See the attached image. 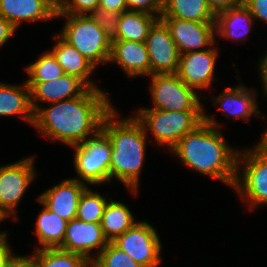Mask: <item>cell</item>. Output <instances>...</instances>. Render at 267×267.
<instances>
[{
  "label": "cell",
  "instance_id": "cell-1",
  "mask_svg": "<svg viewBox=\"0 0 267 267\" xmlns=\"http://www.w3.org/2000/svg\"><path fill=\"white\" fill-rule=\"evenodd\" d=\"M109 101L100 89L88 88L81 96L50 103L52 107L46 109L39 107L33 126L52 140L78 145L102 129L104 117L114 108Z\"/></svg>",
  "mask_w": 267,
  "mask_h": 267
},
{
  "label": "cell",
  "instance_id": "cell-2",
  "mask_svg": "<svg viewBox=\"0 0 267 267\" xmlns=\"http://www.w3.org/2000/svg\"><path fill=\"white\" fill-rule=\"evenodd\" d=\"M217 125L213 118L204 113V121L184 135L171 151L184 165L233 187L239 151L227 145Z\"/></svg>",
  "mask_w": 267,
  "mask_h": 267
},
{
  "label": "cell",
  "instance_id": "cell-3",
  "mask_svg": "<svg viewBox=\"0 0 267 267\" xmlns=\"http://www.w3.org/2000/svg\"><path fill=\"white\" fill-rule=\"evenodd\" d=\"M116 115L112 108L104 117L101 129L112 144L110 179L118 178L136 194L145 158L146 130L135 116L115 121Z\"/></svg>",
  "mask_w": 267,
  "mask_h": 267
},
{
  "label": "cell",
  "instance_id": "cell-4",
  "mask_svg": "<svg viewBox=\"0 0 267 267\" xmlns=\"http://www.w3.org/2000/svg\"><path fill=\"white\" fill-rule=\"evenodd\" d=\"M205 111H166L140 109L136 119L144 130L150 129L157 143L172 150L179 140L204 121Z\"/></svg>",
  "mask_w": 267,
  "mask_h": 267
},
{
  "label": "cell",
  "instance_id": "cell-5",
  "mask_svg": "<svg viewBox=\"0 0 267 267\" xmlns=\"http://www.w3.org/2000/svg\"><path fill=\"white\" fill-rule=\"evenodd\" d=\"M67 16L61 37L74 46L95 67L100 62H109L111 43L105 32L87 15L56 14Z\"/></svg>",
  "mask_w": 267,
  "mask_h": 267
},
{
  "label": "cell",
  "instance_id": "cell-6",
  "mask_svg": "<svg viewBox=\"0 0 267 267\" xmlns=\"http://www.w3.org/2000/svg\"><path fill=\"white\" fill-rule=\"evenodd\" d=\"M74 166L80 182L101 184L110 180L112 144L109 137L100 130L92 138L74 145Z\"/></svg>",
  "mask_w": 267,
  "mask_h": 267
},
{
  "label": "cell",
  "instance_id": "cell-7",
  "mask_svg": "<svg viewBox=\"0 0 267 267\" xmlns=\"http://www.w3.org/2000/svg\"><path fill=\"white\" fill-rule=\"evenodd\" d=\"M237 157V176L233 188L247 199L252 209L261 204H267V154L259 147L247 150ZM240 157V158H239ZM243 162V177L239 178V164Z\"/></svg>",
  "mask_w": 267,
  "mask_h": 267
},
{
  "label": "cell",
  "instance_id": "cell-8",
  "mask_svg": "<svg viewBox=\"0 0 267 267\" xmlns=\"http://www.w3.org/2000/svg\"><path fill=\"white\" fill-rule=\"evenodd\" d=\"M154 107L166 111H203L197 92L185 85L176 74L151 75Z\"/></svg>",
  "mask_w": 267,
  "mask_h": 267
},
{
  "label": "cell",
  "instance_id": "cell-9",
  "mask_svg": "<svg viewBox=\"0 0 267 267\" xmlns=\"http://www.w3.org/2000/svg\"><path fill=\"white\" fill-rule=\"evenodd\" d=\"M112 243L143 267H158L161 263L159 236L148 222H137Z\"/></svg>",
  "mask_w": 267,
  "mask_h": 267
},
{
  "label": "cell",
  "instance_id": "cell-10",
  "mask_svg": "<svg viewBox=\"0 0 267 267\" xmlns=\"http://www.w3.org/2000/svg\"><path fill=\"white\" fill-rule=\"evenodd\" d=\"M145 43L150 59V76L177 72L180 53L168 26L161 18L149 29Z\"/></svg>",
  "mask_w": 267,
  "mask_h": 267
},
{
  "label": "cell",
  "instance_id": "cell-11",
  "mask_svg": "<svg viewBox=\"0 0 267 267\" xmlns=\"http://www.w3.org/2000/svg\"><path fill=\"white\" fill-rule=\"evenodd\" d=\"M34 158L0 167V210L10 216L35 177Z\"/></svg>",
  "mask_w": 267,
  "mask_h": 267
},
{
  "label": "cell",
  "instance_id": "cell-12",
  "mask_svg": "<svg viewBox=\"0 0 267 267\" xmlns=\"http://www.w3.org/2000/svg\"><path fill=\"white\" fill-rule=\"evenodd\" d=\"M218 52L213 48L195 50L180 54L178 69L175 73L189 88L203 89L214 81V69Z\"/></svg>",
  "mask_w": 267,
  "mask_h": 267
},
{
  "label": "cell",
  "instance_id": "cell-13",
  "mask_svg": "<svg viewBox=\"0 0 267 267\" xmlns=\"http://www.w3.org/2000/svg\"><path fill=\"white\" fill-rule=\"evenodd\" d=\"M168 26L180 54L214 44L215 22L161 18Z\"/></svg>",
  "mask_w": 267,
  "mask_h": 267
},
{
  "label": "cell",
  "instance_id": "cell-14",
  "mask_svg": "<svg viewBox=\"0 0 267 267\" xmlns=\"http://www.w3.org/2000/svg\"><path fill=\"white\" fill-rule=\"evenodd\" d=\"M108 244L100 223L83 222L77 218L67 223L64 241L60 249L83 255L89 262L93 261L91 250L99 247L97 256Z\"/></svg>",
  "mask_w": 267,
  "mask_h": 267
},
{
  "label": "cell",
  "instance_id": "cell-15",
  "mask_svg": "<svg viewBox=\"0 0 267 267\" xmlns=\"http://www.w3.org/2000/svg\"><path fill=\"white\" fill-rule=\"evenodd\" d=\"M87 188L83 182L67 179L39 195L38 201L48 210L70 221L76 218L79 199Z\"/></svg>",
  "mask_w": 267,
  "mask_h": 267
},
{
  "label": "cell",
  "instance_id": "cell-16",
  "mask_svg": "<svg viewBox=\"0 0 267 267\" xmlns=\"http://www.w3.org/2000/svg\"><path fill=\"white\" fill-rule=\"evenodd\" d=\"M27 85L30 88L31 106L34 113L39 109L36 100L48 103L59 102L81 96L89 88L81 79L69 74L57 80L27 83Z\"/></svg>",
  "mask_w": 267,
  "mask_h": 267
},
{
  "label": "cell",
  "instance_id": "cell-17",
  "mask_svg": "<svg viewBox=\"0 0 267 267\" xmlns=\"http://www.w3.org/2000/svg\"><path fill=\"white\" fill-rule=\"evenodd\" d=\"M56 13L57 4L53 0H0V15L15 29L23 20H50Z\"/></svg>",
  "mask_w": 267,
  "mask_h": 267
},
{
  "label": "cell",
  "instance_id": "cell-18",
  "mask_svg": "<svg viewBox=\"0 0 267 267\" xmlns=\"http://www.w3.org/2000/svg\"><path fill=\"white\" fill-rule=\"evenodd\" d=\"M117 62L129 77L149 75L150 59L145 42L116 40L111 43L109 62Z\"/></svg>",
  "mask_w": 267,
  "mask_h": 267
},
{
  "label": "cell",
  "instance_id": "cell-19",
  "mask_svg": "<svg viewBox=\"0 0 267 267\" xmlns=\"http://www.w3.org/2000/svg\"><path fill=\"white\" fill-rule=\"evenodd\" d=\"M54 37L58 39V43L53 46L54 48L51 52L63 68L65 74L78 77L89 88H98L93 82L87 81L96 67L59 34Z\"/></svg>",
  "mask_w": 267,
  "mask_h": 267
},
{
  "label": "cell",
  "instance_id": "cell-20",
  "mask_svg": "<svg viewBox=\"0 0 267 267\" xmlns=\"http://www.w3.org/2000/svg\"><path fill=\"white\" fill-rule=\"evenodd\" d=\"M10 115H19L33 125L34 111L27 82L23 84L22 88L0 83V116Z\"/></svg>",
  "mask_w": 267,
  "mask_h": 267
},
{
  "label": "cell",
  "instance_id": "cell-21",
  "mask_svg": "<svg viewBox=\"0 0 267 267\" xmlns=\"http://www.w3.org/2000/svg\"><path fill=\"white\" fill-rule=\"evenodd\" d=\"M216 14L206 0H162L160 18H177L195 22H215Z\"/></svg>",
  "mask_w": 267,
  "mask_h": 267
},
{
  "label": "cell",
  "instance_id": "cell-22",
  "mask_svg": "<svg viewBox=\"0 0 267 267\" xmlns=\"http://www.w3.org/2000/svg\"><path fill=\"white\" fill-rule=\"evenodd\" d=\"M252 23H254V17L243 4L239 7L225 9L216 13L215 31L224 38L238 40L244 35H248L247 33L250 31Z\"/></svg>",
  "mask_w": 267,
  "mask_h": 267
},
{
  "label": "cell",
  "instance_id": "cell-23",
  "mask_svg": "<svg viewBox=\"0 0 267 267\" xmlns=\"http://www.w3.org/2000/svg\"><path fill=\"white\" fill-rule=\"evenodd\" d=\"M215 100L223 108V112L226 115L233 116L234 119L243 118L246 121L250 119L252 114H259L260 110L257 109L256 98L253 97L250 91L243 85H239L235 88L227 87L224 93H221L219 97H215Z\"/></svg>",
  "mask_w": 267,
  "mask_h": 267
},
{
  "label": "cell",
  "instance_id": "cell-24",
  "mask_svg": "<svg viewBox=\"0 0 267 267\" xmlns=\"http://www.w3.org/2000/svg\"><path fill=\"white\" fill-rule=\"evenodd\" d=\"M36 221V234L42 248H60L64 241L68 221L46 207L40 212Z\"/></svg>",
  "mask_w": 267,
  "mask_h": 267
},
{
  "label": "cell",
  "instance_id": "cell-25",
  "mask_svg": "<svg viewBox=\"0 0 267 267\" xmlns=\"http://www.w3.org/2000/svg\"><path fill=\"white\" fill-rule=\"evenodd\" d=\"M136 223L128 207L112 199L107 203L100 222L104 237L108 242H112Z\"/></svg>",
  "mask_w": 267,
  "mask_h": 267
},
{
  "label": "cell",
  "instance_id": "cell-26",
  "mask_svg": "<svg viewBox=\"0 0 267 267\" xmlns=\"http://www.w3.org/2000/svg\"><path fill=\"white\" fill-rule=\"evenodd\" d=\"M157 19V15L144 12H122L118 24L117 40L145 42L149 29Z\"/></svg>",
  "mask_w": 267,
  "mask_h": 267
},
{
  "label": "cell",
  "instance_id": "cell-27",
  "mask_svg": "<svg viewBox=\"0 0 267 267\" xmlns=\"http://www.w3.org/2000/svg\"><path fill=\"white\" fill-rule=\"evenodd\" d=\"M31 256L36 267H91L83 255L60 248L37 249Z\"/></svg>",
  "mask_w": 267,
  "mask_h": 267
},
{
  "label": "cell",
  "instance_id": "cell-28",
  "mask_svg": "<svg viewBox=\"0 0 267 267\" xmlns=\"http://www.w3.org/2000/svg\"><path fill=\"white\" fill-rule=\"evenodd\" d=\"M25 69L30 76L26 80L27 83L49 82L65 75L63 68L51 51L45 52L37 61L31 63Z\"/></svg>",
  "mask_w": 267,
  "mask_h": 267
},
{
  "label": "cell",
  "instance_id": "cell-29",
  "mask_svg": "<svg viewBox=\"0 0 267 267\" xmlns=\"http://www.w3.org/2000/svg\"><path fill=\"white\" fill-rule=\"evenodd\" d=\"M107 203L106 198L87 187L79 199L76 218L83 222L100 223Z\"/></svg>",
  "mask_w": 267,
  "mask_h": 267
},
{
  "label": "cell",
  "instance_id": "cell-30",
  "mask_svg": "<svg viewBox=\"0 0 267 267\" xmlns=\"http://www.w3.org/2000/svg\"><path fill=\"white\" fill-rule=\"evenodd\" d=\"M91 267H143L136 263L127 253L116 247L112 242L93 258Z\"/></svg>",
  "mask_w": 267,
  "mask_h": 267
},
{
  "label": "cell",
  "instance_id": "cell-31",
  "mask_svg": "<svg viewBox=\"0 0 267 267\" xmlns=\"http://www.w3.org/2000/svg\"><path fill=\"white\" fill-rule=\"evenodd\" d=\"M90 12V15L87 16L100 26V28L105 32V37L110 41V43L116 41L121 13L108 11L99 6L92 9Z\"/></svg>",
  "mask_w": 267,
  "mask_h": 267
},
{
  "label": "cell",
  "instance_id": "cell-32",
  "mask_svg": "<svg viewBox=\"0 0 267 267\" xmlns=\"http://www.w3.org/2000/svg\"><path fill=\"white\" fill-rule=\"evenodd\" d=\"M99 3L100 0H60L56 14L87 15Z\"/></svg>",
  "mask_w": 267,
  "mask_h": 267
},
{
  "label": "cell",
  "instance_id": "cell-33",
  "mask_svg": "<svg viewBox=\"0 0 267 267\" xmlns=\"http://www.w3.org/2000/svg\"><path fill=\"white\" fill-rule=\"evenodd\" d=\"M128 11L144 12L151 15H162V0H125Z\"/></svg>",
  "mask_w": 267,
  "mask_h": 267
},
{
  "label": "cell",
  "instance_id": "cell-34",
  "mask_svg": "<svg viewBox=\"0 0 267 267\" xmlns=\"http://www.w3.org/2000/svg\"><path fill=\"white\" fill-rule=\"evenodd\" d=\"M243 4L254 18L267 22V0H243Z\"/></svg>",
  "mask_w": 267,
  "mask_h": 267
},
{
  "label": "cell",
  "instance_id": "cell-35",
  "mask_svg": "<svg viewBox=\"0 0 267 267\" xmlns=\"http://www.w3.org/2000/svg\"><path fill=\"white\" fill-rule=\"evenodd\" d=\"M206 1L215 14L225 9L235 8L243 5V0H206Z\"/></svg>",
  "mask_w": 267,
  "mask_h": 267
},
{
  "label": "cell",
  "instance_id": "cell-36",
  "mask_svg": "<svg viewBox=\"0 0 267 267\" xmlns=\"http://www.w3.org/2000/svg\"><path fill=\"white\" fill-rule=\"evenodd\" d=\"M7 236L0 240V267H7L16 256L11 255L10 247L8 246Z\"/></svg>",
  "mask_w": 267,
  "mask_h": 267
},
{
  "label": "cell",
  "instance_id": "cell-37",
  "mask_svg": "<svg viewBox=\"0 0 267 267\" xmlns=\"http://www.w3.org/2000/svg\"><path fill=\"white\" fill-rule=\"evenodd\" d=\"M99 7L119 13L128 11L125 0H100Z\"/></svg>",
  "mask_w": 267,
  "mask_h": 267
},
{
  "label": "cell",
  "instance_id": "cell-38",
  "mask_svg": "<svg viewBox=\"0 0 267 267\" xmlns=\"http://www.w3.org/2000/svg\"><path fill=\"white\" fill-rule=\"evenodd\" d=\"M16 29L2 16L0 15V46L8 41L13 36Z\"/></svg>",
  "mask_w": 267,
  "mask_h": 267
},
{
  "label": "cell",
  "instance_id": "cell-39",
  "mask_svg": "<svg viewBox=\"0 0 267 267\" xmlns=\"http://www.w3.org/2000/svg\"><path fill=\"white\" fill-rule=\"evenodd\" d=\"M7 267H36L32 258L16 256Z\"/></svg>",
  "mask_w": 267,
  "mask_h": 267
},
{
  "label": "cell",
  "instance_id": "cell-40",
  "mask_svg": "<svg viewBox=\"0 0 267 267\" xmlns=\"http://www.w3.org/2000/svg\"><path fill=\"white\" fill-rule=\"evenodd\" d=\"M260 65V73H261V78L263 79V84H264V91L267 90V54L262 58V60L259 63Z\"/></svg>",
  "mask_w": 267,
  "mask_h": 267
},
{
  "label": "cell",
  "instance_id": "cell-41",
  "mask_svg": "<svg viewBox=\"0 0 267 267\" xmlns=\"http://www.w3.org/2000/svg\"><path fill=\"white\" fill-rule=\"evenodd\" d=\"M265 131L266 132L263 133V139L257 144V147L267 154V129Z\"/></svg>",
  "mask_w": 267,
  "mask_h": 267
},
{
  "label": "cell",
  "instance_id": "cell-42",
  "mask_svg": "<svg viewBox=\"0 0 267 267\" xmlns=\"http://www.w3.org/2000/svg\"><path fill=\"white\" fill-rule=\"evenodd\" d=\"M6 218V216L4 215V213L0 210V222L2 220H4Z\"/></svg>",
  "mask_w": 267,
  "mask_h": 267
},
{
  "label": "cell",
  "instance_id": "cell-43",
  "mask_svg": "<svg viewBox=\"0 0 267 267\" xmlns=\"http://www.w3.org/2000/svg\"><path fill=\"white\" fill-rule=\"evenodd\" d=\"M4 236H7V233L6 232H2V233H0V240L4 237Z\"/></svg>",
  "mask_w": 267,
  "mask_h": 267
},
{
  "label": "cell",
  "instance_id": "cell-44",
  "mask_svg": "<svg viewBox=\"0 0 267 267\" xmlns=\"http://www.w3.org/2000/svg\"><path fill=\"white\" fill-rule=\"evenodd\" d=\"M53 1H54L56 4H58L60 0H53Z\"/></svg>",
  "mask_w": 267,
  "mask_h": 267
}]
</instances>
